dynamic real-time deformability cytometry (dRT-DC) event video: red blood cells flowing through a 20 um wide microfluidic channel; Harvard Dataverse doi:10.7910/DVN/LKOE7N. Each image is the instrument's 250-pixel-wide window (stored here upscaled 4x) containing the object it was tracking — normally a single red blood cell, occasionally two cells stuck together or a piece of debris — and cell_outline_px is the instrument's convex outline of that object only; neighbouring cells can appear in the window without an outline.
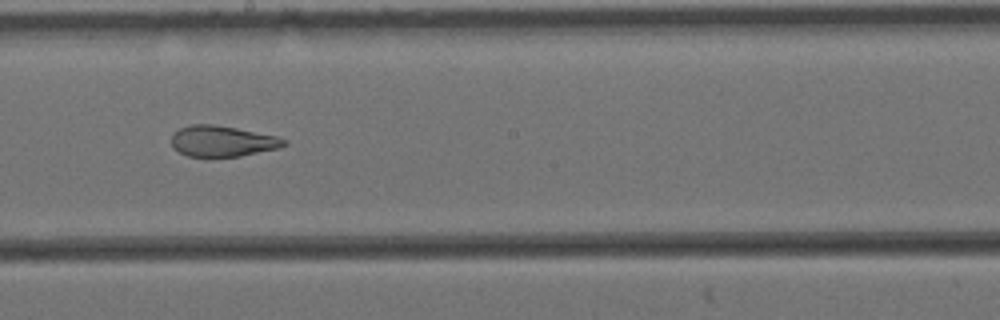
{"species": "Egyptian fruit bat (a non-hibernating species)", "species_latin": "Rousettus aegyptiacus", "temperature_condition": "cold", "stored_images_in_passage": 12, "camera_frame_rate_fps": 3000, "um_per_image_px": 0.085, "animal": {"sex": "female"}, "frame": {"image": 1, "passage_image": 9, "time_ms": 2.667, "image_size_px": [1000, 320], "cell_outline_px": [[288, 144], [280, 148], [240, 156], [188, 156], [172, 148], [172, 132], [180, 128], [192, 124], [212, 124], [236, 128], [276, 136], [288, 140]], "centroid_in_image_um": [18.91, 11.99], "position_along_channel_um": 229.3, "area_um2": 20.23}}